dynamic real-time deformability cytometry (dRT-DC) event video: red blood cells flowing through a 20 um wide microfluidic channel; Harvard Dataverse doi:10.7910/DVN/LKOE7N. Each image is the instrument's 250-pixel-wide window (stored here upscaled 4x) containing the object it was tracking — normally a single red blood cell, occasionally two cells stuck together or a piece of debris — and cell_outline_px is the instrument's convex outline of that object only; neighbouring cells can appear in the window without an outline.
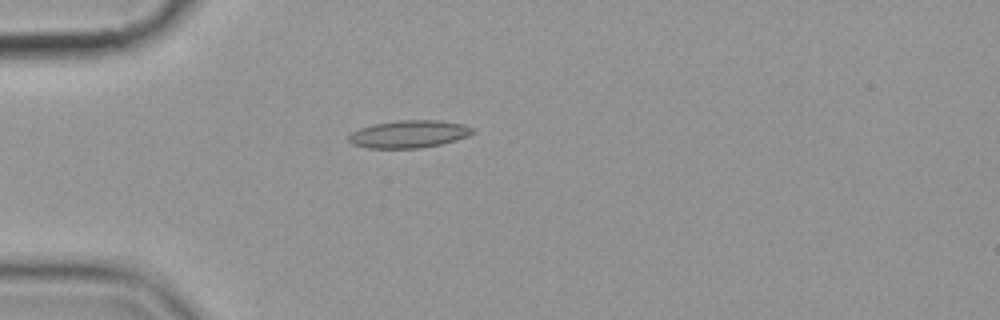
{"species": "common noctule bat (a hibernating species)", "species_latin": "Nyctalus noctula", "temperature_condition": "cold", "stored_images_in_passage": 3, "camera_frame_rate_fps": 3000, "um_per_image_px": 0.085, "animal": {"sex": "female", "body_mass_g": 19.9}, "frame": {"image": 1, "passage_image": 1, "time_ms": 0.0, "image_size_px": [1000, 320], "cell_outline_px": [[476, 132], [468, 136], [456, 140], [440, 144], [420, 148], [368, 148], [352, 144], [348, 140], [348, 136], [352, 132], [360, 128], [372, 124], [400, 120], [436, 120], [464, 124], [476, 128]], "centroid_in_image_um": [34.79, 11.39], "position_along_channel_um": 50.2, "area_um2": 20.0}}
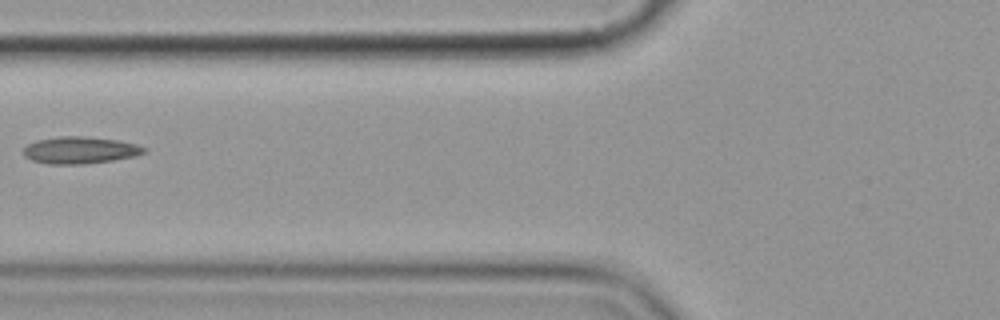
{"frame": {"image": 2, "passage_image": 3, "time_ms": 2.333, "image_size_px": [1000, 320], "cell_outline_px": [[148, 148], [144, 152], [136, 156], [112, 160], [84, 164], [48, 164], [32, 160], [24, 156], [24, 148], [28, 144], [36, 140], [60, 136], [84, 136], [116, 140], [136, 144]], "centroid_in_image_um": [6.8, 12.76], "position_along_channel_um": 119.0, "area_um2": 18.9}}